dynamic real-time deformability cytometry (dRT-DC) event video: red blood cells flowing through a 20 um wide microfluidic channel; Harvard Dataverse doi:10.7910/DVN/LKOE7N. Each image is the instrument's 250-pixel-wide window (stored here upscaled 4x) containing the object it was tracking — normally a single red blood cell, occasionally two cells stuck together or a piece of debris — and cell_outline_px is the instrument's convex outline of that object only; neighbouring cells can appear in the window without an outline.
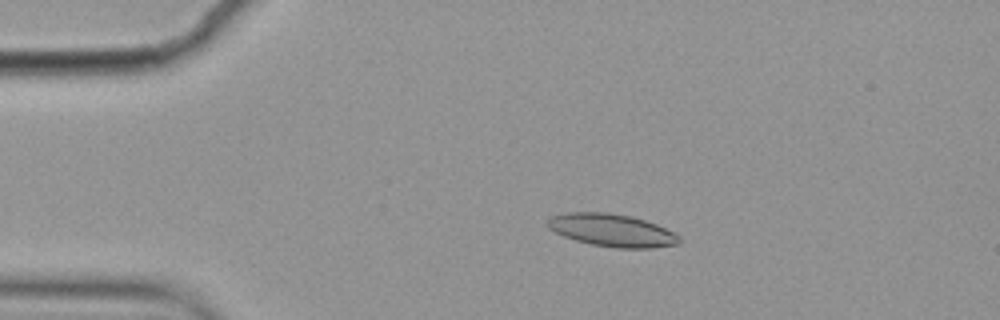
{"species": "common noctule bat (a hibernating species)", "species_latin": "Nyctalus noctula", "temperature_condition": "cold", "stored_images_in_passage": 6, "camera_frame_rate_fps": 3000, "um_per_image_px": 0.085, "animal": {"sex": "female", "body_mass_g": 19.9}, "frame": {"image": 1, "passage_image": 4, "time_ms": 1.0, "image_size_px": [1000, 320], "cell_outline_px": [[680, 244], [652, 248], [616, 248], [592, 244], [576, 240], [564, 236], [548, 228], [548, 220], [552, 216], [568, 212], [608, 212], [632, 216], [656, 224], [680, 236]], "centroid_in_image_um": [52.03, 19.57], "position_along_channel_um": 33.0, "area_um2": 24.91}}